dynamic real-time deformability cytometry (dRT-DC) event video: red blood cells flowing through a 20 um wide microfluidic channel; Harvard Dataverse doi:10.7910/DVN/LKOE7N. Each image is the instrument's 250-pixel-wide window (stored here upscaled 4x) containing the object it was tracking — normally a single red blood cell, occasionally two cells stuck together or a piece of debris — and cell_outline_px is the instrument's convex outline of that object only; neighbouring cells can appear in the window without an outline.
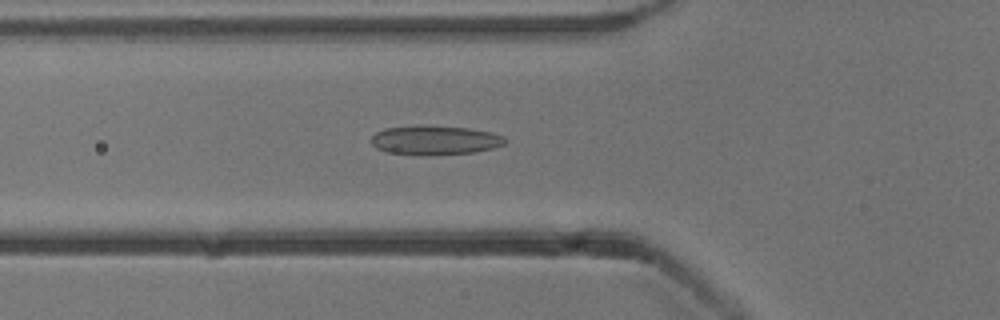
{"species": "common noctule bat (a hibernating species)", "species_latin": "Nyctalus noctula", "temperature_condition": "cold", "stored_images_in_passage": 52, "camera_frame_rate_fps": 3000, "um_per_image_px": 0.085, "animal": {"sex": "male", "body_mass_g": 13.3}, "frame": {"image": 1, "passage_image": 18, "time_ms": 5.667, "image_size_px": [1000, 320], "cell_outline_px": [[508, 140], [504, 144], [492, 148], [476, 152], [420, 156], [388, 152], [376, 148], [372, 144], [372, 136], [376, 132], [384, 128], [468, 128], [492, 132], [504, 136]], "centroid_in_image_um": [37.01, 11.97], "position_along_channel_um": 88.8, "area_um2": 22.02}}
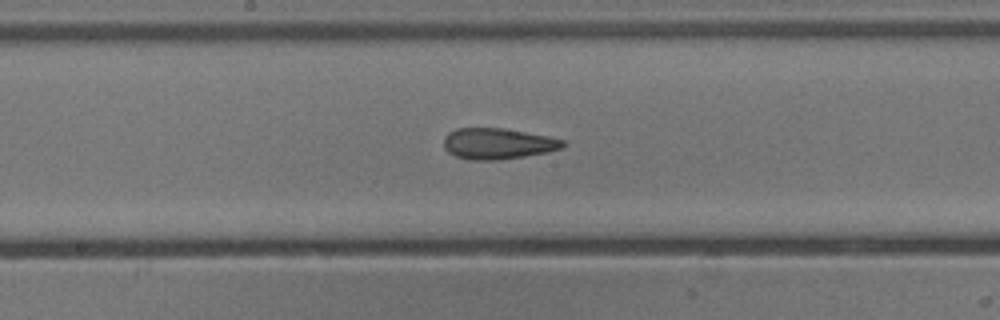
{"frame": {"image": 2, "passage_image": 27, "time_ms": 8.667, "image_size_px": [1000, 320], "cell_outline_px": [[568, 144], [564, 148], [548, 152], [524, 156], [496, 160], [468, 160], [456, 156], [448, 152], [444, 148], [444, 136], [448, 132], [456, 128], [504, 128], [548, 136], [564, 140]], "centroid_in_image_um": [42.32, 12.21], "position_along_channel_um": 205.9, "area_um2": 21.73}}
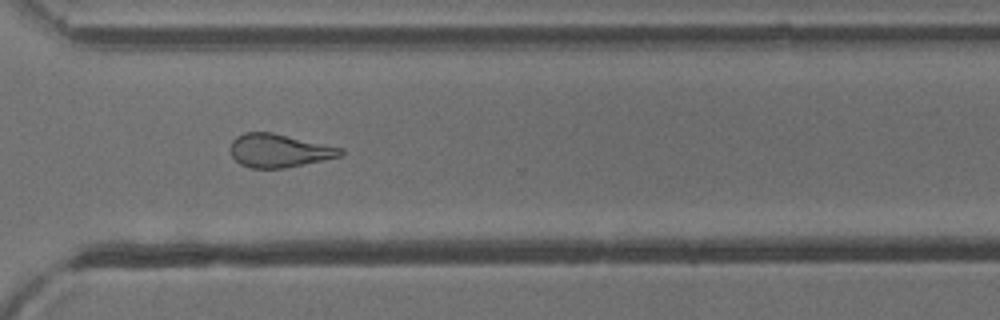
{"frame": {"image": 3, "passage_image": 38, "time_ms": 12.333, "image_size_px": [1000, 320], "cell_outline_px": [[344, 152], [340, 156], [284, 168], [252, 168], [240, 164], [232, 156], [232, 140], [236, 136], [244, 132], [272, 132], [344, 148]], "centroid_in_image_um": [23.72, 12.79], "position_along_channel_um": 346.9, "area_um2": 21.21}, "authors_computed_cell_mechanics": {"area_um2": 22.7443, "velocity_mm_per_s": 3.8614, "shape_relaxation_time_tau1_ms": null, "shape_relaxation_time_tau2_ms": 3.5955, "deformation_change_tau1": null, "deformation_change_tau2": 0.1281}}